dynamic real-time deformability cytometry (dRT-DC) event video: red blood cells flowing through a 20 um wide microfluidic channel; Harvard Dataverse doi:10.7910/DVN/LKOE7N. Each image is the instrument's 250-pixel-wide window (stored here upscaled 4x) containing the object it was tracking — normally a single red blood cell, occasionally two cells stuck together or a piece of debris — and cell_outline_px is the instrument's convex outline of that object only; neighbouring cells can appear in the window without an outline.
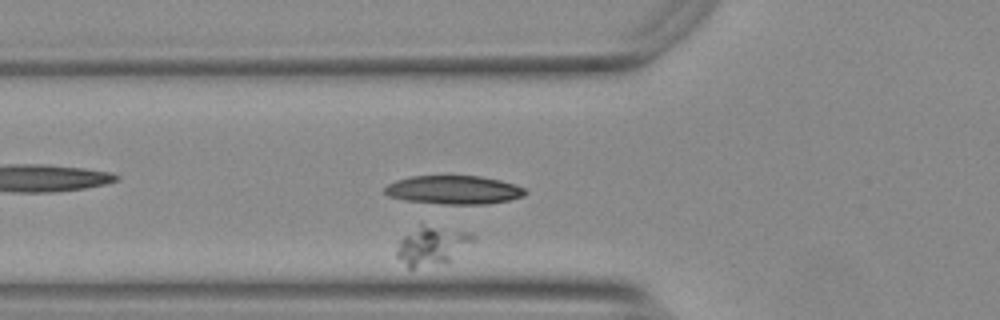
{"species": "Egyptian fruit bat (a non-hibernating species)", "species_latin": "Rousettus aegyptiacus", "temperature_condition": "warm", "stored_images_in_passage": 54, "camera_frame_rate_fps": 3000, "um_per_image_px": 0.085, "animal": {"sex": "female"}, "frame": {"image": 1, "passage_image": 19, "time_ms": 6.0, "image_size_px": [1000, 320], "cell_outline_px": [[476, 240], [448, 260], [412, 268], [408, 268], [396, 256], [396, 252], [400, 240], [404, 236], [420, 224], [468, 232], [476, 236]], "centroid_in_image_um": [36.69, 20.85], "position_along_channel_um": 89.1, "area_um2": 16.53}}
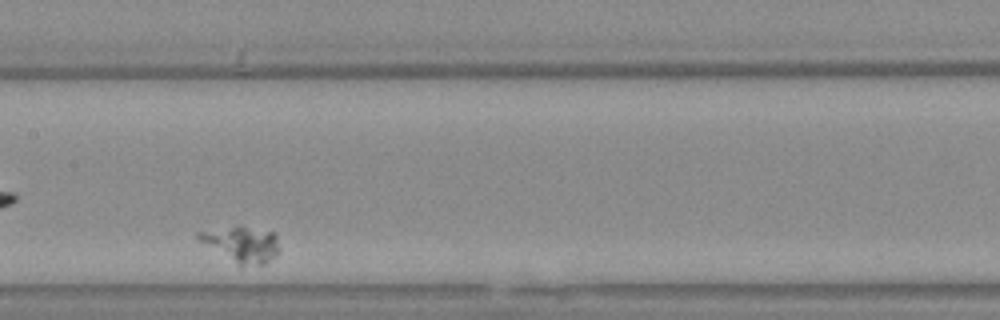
{"frame": {"image": 2, "passage_image": 29, "time_ms": 9.333, "image_size_px": [1000, 320], "cell_outline_px": [[280, 252], [264, 264], [240, 268], [200, 240], [196, 236], [196, 232], [236, 224], [240, 224], [276, 232]], "centroid_in_image_um": [20.58, 20.74], "position_along_channel_um": 186.8, "area_um2": 17.57}}
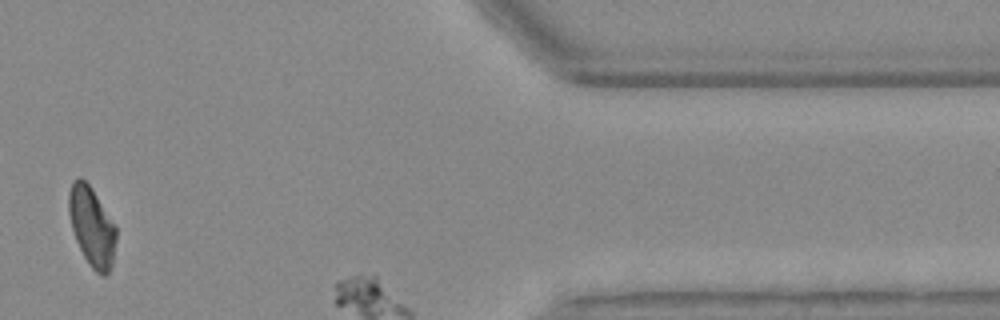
{"frame": {"image": 3, "passage_image": 48, "time_ms": 15.667, "image_size_px": [1000, 320], "cell_outline_px": [[116, 240], [112, 264], [108, 272], [104, 276], [100, 276], [88, 264], [76, 240], [72, 228], [68, 212], [68, 192], [72, 180], [80, 176], [88, 184], [116, 224]], "centroid_in_image_um": [7.8, 19.25], "position_along_channel_um": 403.6, "area_um2": 21.96}}